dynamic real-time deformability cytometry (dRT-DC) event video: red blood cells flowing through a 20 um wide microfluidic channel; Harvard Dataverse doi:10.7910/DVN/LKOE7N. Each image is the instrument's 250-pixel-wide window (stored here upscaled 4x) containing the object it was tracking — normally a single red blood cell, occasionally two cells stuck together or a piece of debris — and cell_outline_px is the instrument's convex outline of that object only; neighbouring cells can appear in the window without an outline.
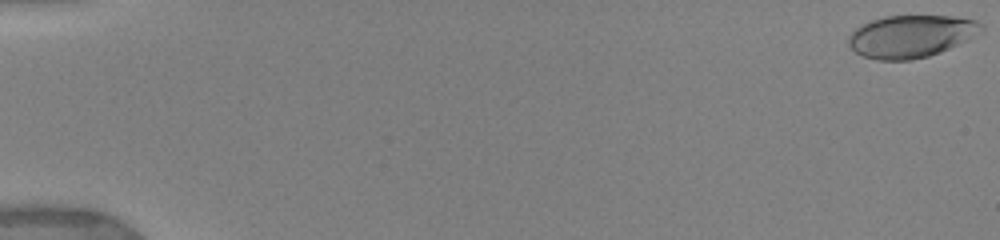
{"species": "human", "species_latin": "Homo sapiens", "temperature_condition": "warm", "stored_images_in_passage": 26, "camera_frame_rate_fps": 3000, "um_per_image_px": 0.085, "donor": {"sex": "female"}, "frame": {"image": 1, "passage_image": 1, "time_ms": 0.0, "image_size_px": [1000, 240], "cell_outline_px": [[984, 28], [964, 40], [940, 52], [928, 56], [912, 60], [876, 60], [864, 56], [856, 52], [848, 44], [848, 36], [856, 28], [872, 20], [884, 16], [952, 16], [976, 20], [984, 24]], "centroid_in_image_um": [77.4, 3.08], "position_along_channel_um": 7.6, "area_um2": 32.37}}
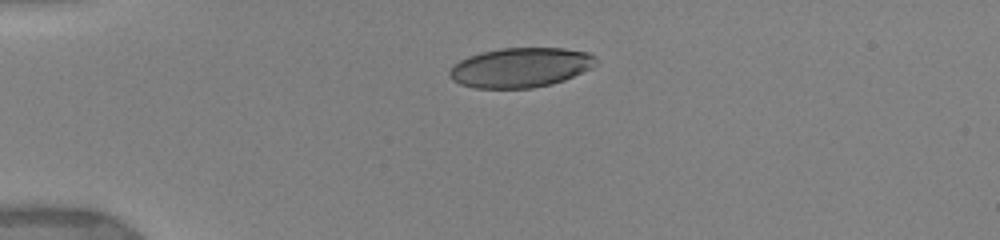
{"frame": {"image": 2, "passage_image": 17, "time_ms": 4.333, "image_size_px": [1000, 240], "cell_outline_px": [[596, 64], [592, 68], [564, 80], [552, 84], [532, 88], [476, 88], [460, 84], [452, 80], [448, 76], [448, 72], [460, 60], [468, 56], [480, 52], [500, 48], [564, 48], [588, 52], [596, 56]], "centroid_in_image_um": [44.25, 5.73], "position_along_channel_um": 40.7, "area_um2": 33.99}}